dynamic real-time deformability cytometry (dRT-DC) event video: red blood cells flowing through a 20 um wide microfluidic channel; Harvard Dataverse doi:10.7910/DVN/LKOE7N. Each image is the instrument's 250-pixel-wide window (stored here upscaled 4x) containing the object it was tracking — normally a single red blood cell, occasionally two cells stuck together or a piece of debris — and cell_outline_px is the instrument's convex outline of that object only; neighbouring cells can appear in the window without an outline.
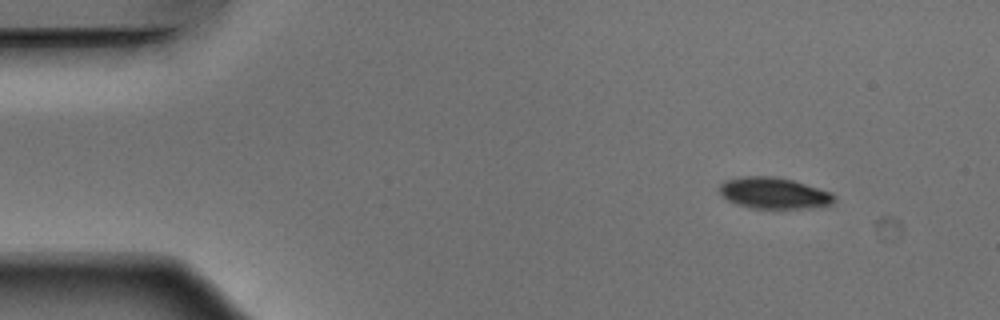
{"species": "Egyptian fruit bat (a non-hibernating species)", "species_latin": "Rousettus aegyptiacus", "temperature_condition": "warm", "stored_images_in_passage": 47, "camera_frame_rate_fps": 3000, "um_per_image_px": 0.085, "animal": {"sex": "male"}, "frame": {"image": 1, "passage_image": 1, "time_ms": 0.0, "image_size_px": [1000, 320], "cell_outline_px": [[836, 200], [832, 204], [796, 208], [752, 208], [736, 204], [728, 200], [720, 192], [720, 184], [724, 180], [744, 176], [776, 176], [792, 180], [832, 192], [836, 196]], "centroid_in_image_um": [65.77, 16.4], "position_along_channel_um": 19.2, "area_um2": 20.75}}
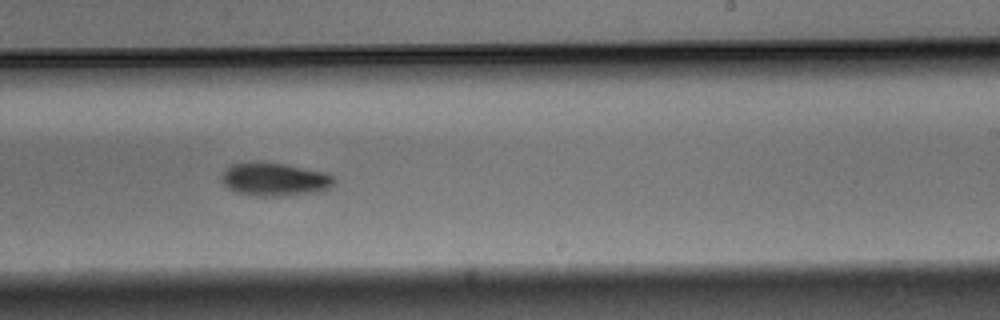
{"frame": {"image": 2, "passage_image": 27, "time_ms": 8.667, "image_size_px": [1000, 320], "cell_outline_px": [[336, 180], [332, 188], [324, 192], [284, 196], [256, 196], [236, 192], [228, 188], [220, 180], [220, 176], [232, 164], [256, 160], [264, 160], [324, 172], [336, 176]], "centroid_in_image_um": [23.39, 15.24], "position_along_channel_um": 265.6, "area_um2": 22.54}}
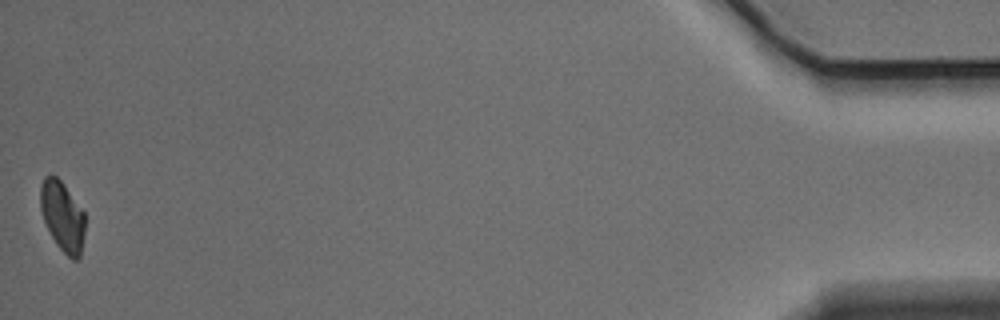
{"frame": {"image": 3, "passage_image": 47, "time_ms": 15.333, "image_size_px": [1000, 320], "cell_outline_px": [[84, 232], [80, 256], [76, 260], [72, 260], [56, 244], [44, 220], [40, 208], [40, 188], [44, 176], [56, 176], [64, 184], [84, 212]], "centroid_in_image_um": [5.3, 18.37], "position_along_channel_um": 429.9, "area_um2": 17.92}, "authors_computed_cell_mechanics": {"area_um2": 21.8484, "velocity_mm_per_s": 3.8801, "shape_relaxation_time_tau1_ms": 2.1697, "shape_relaxation_time_tau2_ms": null, "deformation_change_tau1": 0.1116, "deformation_change_tau2": null}}